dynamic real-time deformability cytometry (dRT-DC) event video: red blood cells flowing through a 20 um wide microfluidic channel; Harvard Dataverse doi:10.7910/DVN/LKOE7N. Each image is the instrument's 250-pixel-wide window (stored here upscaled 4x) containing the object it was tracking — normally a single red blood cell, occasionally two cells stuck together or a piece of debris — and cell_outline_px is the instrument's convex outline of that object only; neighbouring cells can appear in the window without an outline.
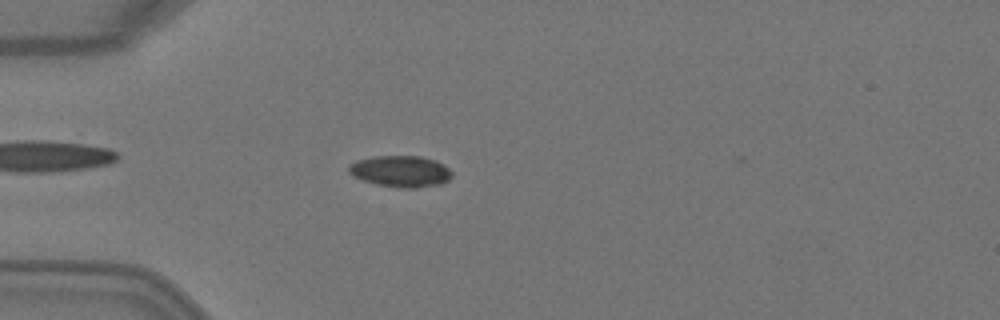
{"species": "Egyptian fruit bat (a non-hibernating species)", "species_latin": "Rousettus aegyptiacus", "temperature_condition": "warm", "stored_images_in_passage": 4, "camera_frame_rate_fps": 3000, "um_per_image_px": 0.085, "animal": {"sex": "female"}, "frame": {"image": 1, "passage_image": 4, "time_ms": 1.0, "image_size_px": [1000, 320], "cell_outline_px": [[452, 176], [448, 180], [440, 184], [416, 188], [400, 188], [376, 184], [352, 176], [348, 172], [348, 164], [356, 160], [372, 156], [420, 156], [436, 160], [444, 164], [452, 172]], "centroid_in_image_um": [34.04, 14.55], "position_along_channel_um": 51.0, "area_um2": 19.07}}